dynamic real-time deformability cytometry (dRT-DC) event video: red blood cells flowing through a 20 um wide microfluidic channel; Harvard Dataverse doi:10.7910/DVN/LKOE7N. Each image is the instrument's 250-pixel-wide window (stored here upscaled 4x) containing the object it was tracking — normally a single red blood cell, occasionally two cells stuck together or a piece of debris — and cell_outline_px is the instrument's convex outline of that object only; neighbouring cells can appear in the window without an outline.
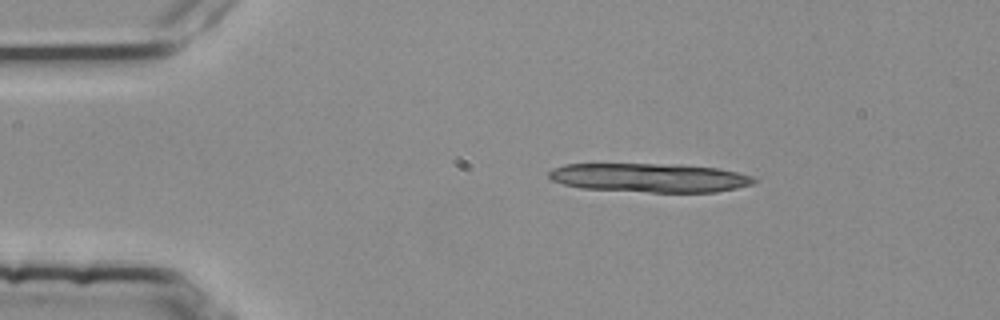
{"species": "common noctule bat (a hibernating species)", "species_latin": "Nyctalus noctula", "temperature_condition": "room temperature", "stored_images_in_passage": 3, "camera_frame_rate_fps": 3000, "um_per_image_px": 0.085, "animal": {"sex": "female", "body_mass_g": 25.1}, "frame": {"image": 1, "passage_image": 1, "time_ms": 0.0, "image_size_px": [1000, 320], "cell_outline_px": [[760, 180], [752, 184], [736, 188], [716, 192], [648, 192], [580, 188], [564, 184], [552, 180], [548, 176], [548, 172], [552, 168], [564, 164], [680, 164], [720, 168], [752, 176]], "centroid_in_image_um": [55.24, 15.1], "position_along_channel_um": 29.8, "area_um2": 34.8}}